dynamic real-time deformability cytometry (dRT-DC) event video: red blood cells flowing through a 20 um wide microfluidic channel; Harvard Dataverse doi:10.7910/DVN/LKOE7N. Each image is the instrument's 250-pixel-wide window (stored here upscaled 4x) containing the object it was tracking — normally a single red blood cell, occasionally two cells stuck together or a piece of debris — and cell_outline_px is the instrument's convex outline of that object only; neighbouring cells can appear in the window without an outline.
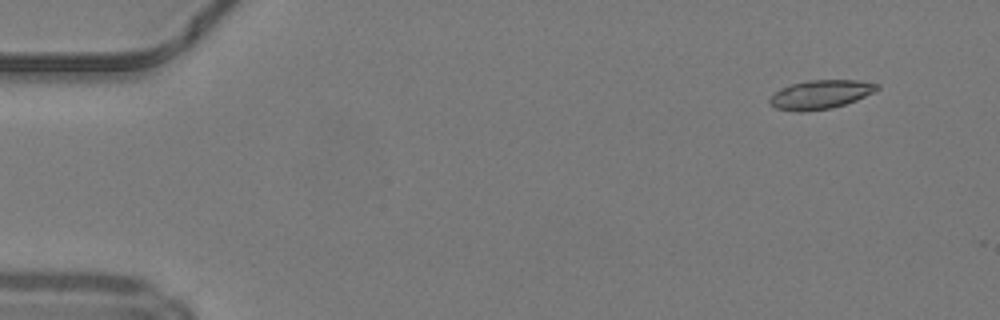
{"species": "common noctule bat (a hibernating species)", "species_latin": "Nyctalus noctula", "temperature_condition": "warm", "stored_images_in_passage": 42, "camera_frame_rate_fps": 3000, "um_per_image_px": 0.085, "animal": {"sex": "male", "body_mass_g": 19.2, "forearm_length_mm": 51.8}, "frame": {"image": 1, "passage_image": 1, "time_ms": 0.0, "image_size_px": [1000, 320], "cell_outline_px": [[880, 88], [876, 92], [856, 100], [832, 108], [804, 112], [796, 112], [776, 108], [768, 100], [780, 88], [792, 84], [808, 80], [856, 80], [880, 84]], "centroid_in_image_um": [69.78, 8.03], "position_along_channel_um": 15.2, "area_um2": 18.09}}
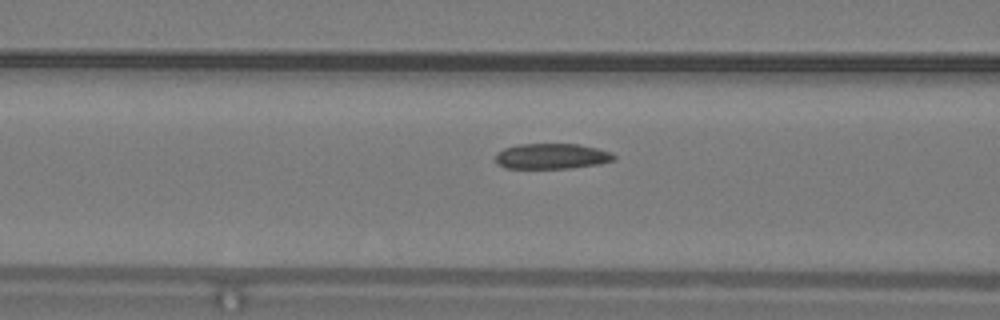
{"frame": {"image": 2, "passage_image": 17, "time_ms": 5.333, "image_size_px": [1000, 320], "cell_outline_px": [[616, 160], [600, 164], [572, 168], [504, 168], [496, 164], [496, 152], [504, 148], [520, 144], [576, 144], [596, 148], [612, 152], [616, 156]], "centroid_in_image_um": [46.91, 13.28], "position_along_channel_um": 119.7, "area_um2": 17.74}}
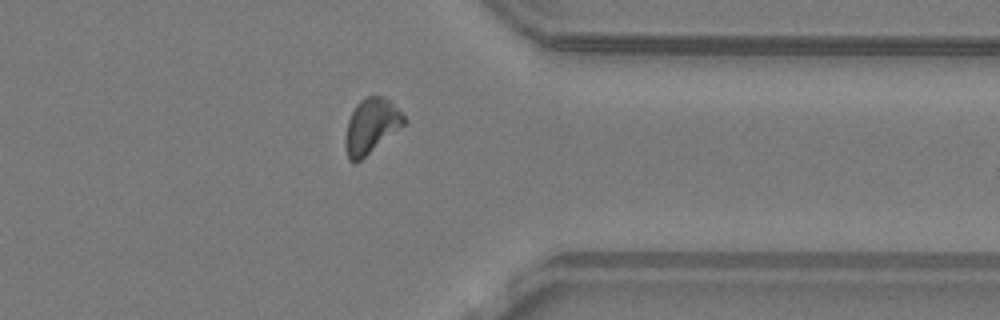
{"frame": {"image": 3, "passage_image": 36, "time_ms": 11.667, "image_size_px": [1000, 320], "cell_outline_px": [[408, 120], [404, 124], [360, 160], [352, 164], [348, 160], [344, 144], [344, 136], [348, 120], [356, 104], [360, 100], [368, 96], [384, 96]], "centroid_in_image_um": [31.5, 10.72], "position_along_channel_um": 379.9, "area_um2": 18.5}, "authors_computed_cell_mechanics": {"area_um2": 18.2359, "velocity_mm_per_s": 4.2267, "shape_relaxation_time_tau1_ms": null, "shape_relaxation_time_tau2_ms": 2.5196, "deformation_change_tau1": null, "deformation_change_tau2": 0.0956}}